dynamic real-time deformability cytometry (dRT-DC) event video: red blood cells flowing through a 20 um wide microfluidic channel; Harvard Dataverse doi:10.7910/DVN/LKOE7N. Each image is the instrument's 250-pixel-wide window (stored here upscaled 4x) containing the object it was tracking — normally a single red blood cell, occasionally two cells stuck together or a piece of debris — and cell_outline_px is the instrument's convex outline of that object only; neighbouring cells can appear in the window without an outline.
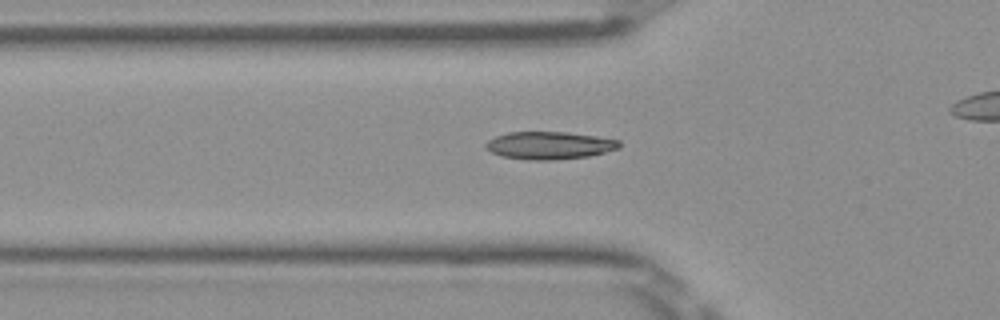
{"species": "Egyptian fruit bat (a non-hibernating species)", "species_latin": "Rousettus aegyptiacus", "temperature_condition": "room temperature", "stored_images_in_passage": 41, "camera_frame_rate_fps": 3000, "um_per_image_px": 0.085, "frame": {"image": 1, "passage_image": 14, "time_ms": 4.333, "image_size_px": [1000, 320], "cell_outline_px": [[620, 148], [588, 156], [556, 160], [532, 160], [500, 156], [484, 148], [484, 144], [488, 140], [496, 136], [508, 132], [568, 132], [596, 136], [620, 140]], "centroid_in_image_um": [46.68, 12.36], "position_along_channel_um": 79.1, "area_um2": 21.56}}
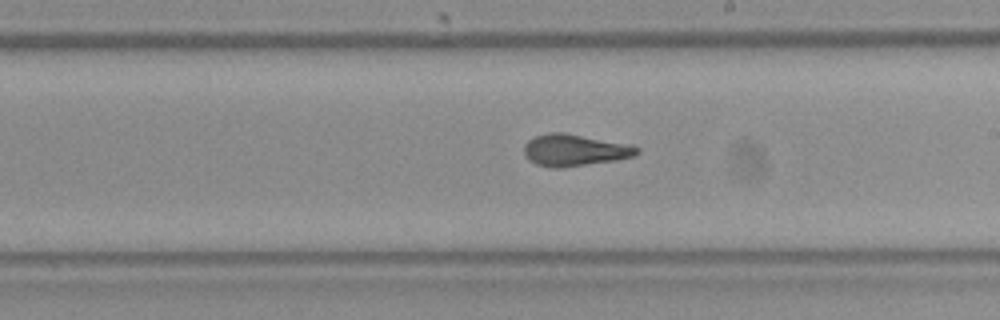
{"frame": {"image": 2, "passage_image": 26, "time_ms": 8.333, "image_size_px": [1000, 320], "cell_outline_px": [[640, 152], [636, 156], [616, 160], [560, 168], [552, 168], [536, 164], [528, 160], [524, 156], [524, 144], [528, 140], [536, 136], [548, 132], [564, 132], [632, 144], [640, 148]], "centroid_in_image_um": [48.86, 12.75], "position_along_channel_um": 240.1, "area_um2": 21.27}}
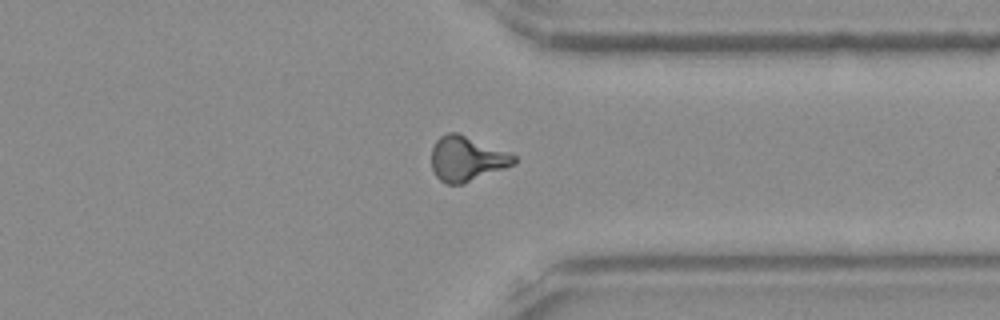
{"frame": {"image": 3, "passage_image": 36, "time_ms": 11.667, "image_size_px": [1000, 320], "cell_outline_px": [[516, 164], [464, 184], [448, 184], [440, 180], [436, 176], [432, 168], [432, 148], [436, 140], [440, 136], [448, 132], [456, 132], [512, 152], [516, 156]], "centroid_in_image_um": [39.71, 13.49], "position_along_channel_um": 371.7, "area_um2": 21.85}, "authors_computed_cell_mechanics": {"area_um2": 20.5768, "velocity_mm_per_s": 4.0044, "shape_relaxation_time_tau1_ms": 6.2455, "shape_relaxation_time_tau2_ms": 1.5471, "deformation_change_tau1": 0.1597, "deformation_change_tau2": 0.081}}